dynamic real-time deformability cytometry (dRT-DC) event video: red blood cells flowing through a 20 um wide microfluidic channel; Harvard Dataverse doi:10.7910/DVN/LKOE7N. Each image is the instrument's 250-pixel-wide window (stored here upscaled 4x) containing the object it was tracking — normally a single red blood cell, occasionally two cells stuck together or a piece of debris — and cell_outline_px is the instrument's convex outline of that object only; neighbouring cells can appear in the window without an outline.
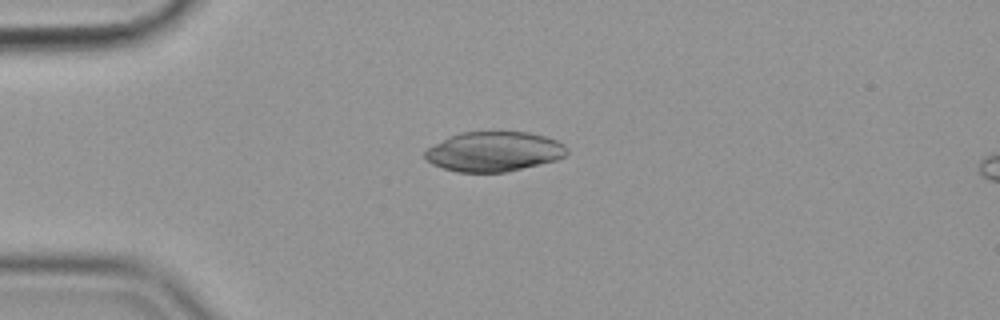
{"species": "common noctule bat (a hibernating species)", "species_latin": "Nyctalus noctula", "temperature_condition": "cold", "stored_images_in_passage": 48, "camera_frame_rate_fps": 3000, "um_per_image_px": 0.085, "animal": {"sex": "female", "body_mass_g": 19.9}, "frame": {"image": 1, "passage_image": 6, "time_ms": 1.667, "image_size_px": [1000, 320], "cell_outline_px": [[568, 152], [564, 156], [556, 160], [504, 172], [456, 172], [432, 164], [424, 156], [424, 152], [428, 148], [448, 136], [460, 132], [528, 132], [544, 136], [556, 140], [564, 144], [568, 148]], "centroid_in_image_um": [41.98, 12.88], "position_along_channel_um": 43.0, "area_um2": 32.77}}
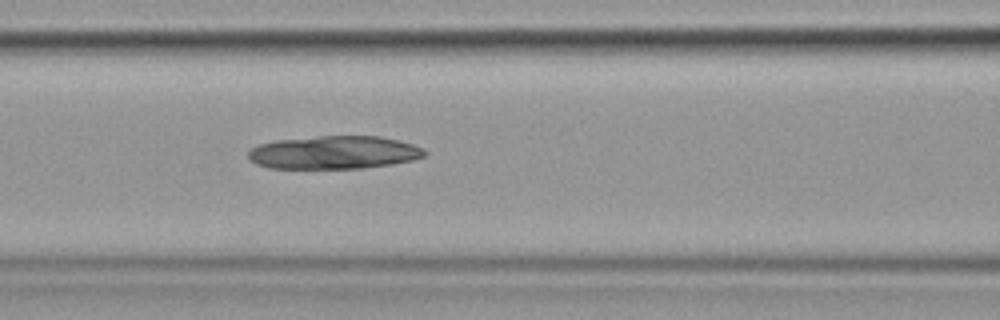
{"frame": {"image": 2, "passage_image": 16, "time_ms": 5.0, "image_size_px": [1000, 320], "cell_outline_px": [[428, 152], [424, 156], [412, 160], [392, 164], [360, 168], [268, 168], [256, 164], [248, 156], [248, 152], [252, 148], [260, 144], [276, 140], [320, 136], [380, 136], [400, 140], [424, 148]], "centroid_in_image_um": [28.42, 12.95], "position_along_channel_um": 138.2, "area_um2": 33.99}}
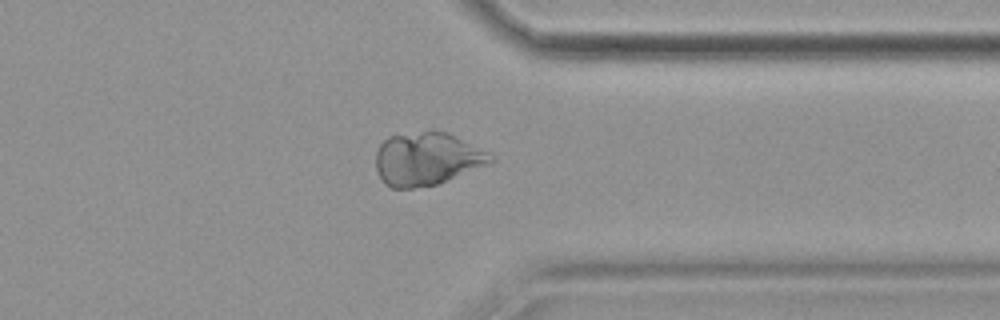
{"frame": {"image": 3, "passage_image": 36, "time_ms": 11.667, "image_size_px": [1000, 320], "cell_outline_px": [[496, 160], [436, 184], [412, 188], [392, 188], [384, 184], [376, 168], [376, 152], [380, 144], [388, 136], [432, 128], [448, 132], [488, 152]], "centroid_in_image_um": [36.24, 13.46], "position_along_channel_um": 375.2, "area_um2": 35.49}}